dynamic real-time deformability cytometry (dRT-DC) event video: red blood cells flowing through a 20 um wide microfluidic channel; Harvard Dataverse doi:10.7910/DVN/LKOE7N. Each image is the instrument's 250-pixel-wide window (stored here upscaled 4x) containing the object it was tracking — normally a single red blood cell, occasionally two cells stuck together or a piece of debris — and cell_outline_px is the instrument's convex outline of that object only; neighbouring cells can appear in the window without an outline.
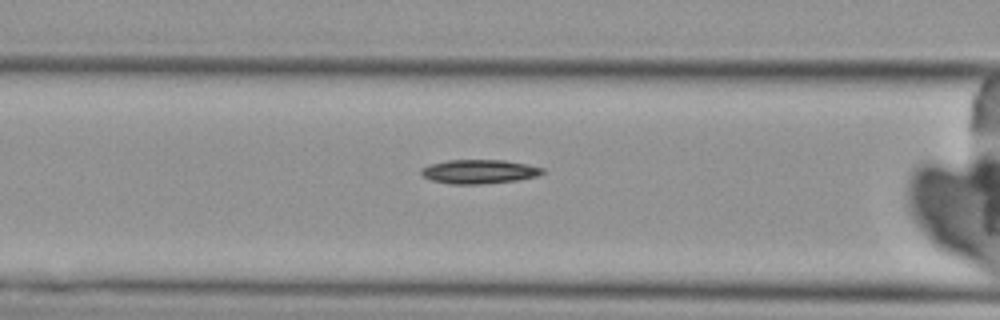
{"species": "Egyptian fruit bat (a non-hibernating species)", "species_latin": "Rousettus aegyptiacus", "temperature_condition": "cold", "stored_images_in_passage": 9, "segment_of_instrument_passage": [2, 2], "camera_frame_rate_fps": 3000, "um_per_image_px": 0.085, "animal": {"sex": "female"}, "frame": {"image": 1, "passage_image": 9, "time_ms": 10.667, "image_size_px": [1000, 320], "cell_outline_px": [[544, 172], [536, 176], [520, 180], [480, 184], [452, 184], [432, 180], [424, 176], [420, 172], [420, 168], [428, 164], [448, 160], [504, 160], [528, 164], [544, 168]], "centroid_in_image_um": [40.73, 14.58], "position_along_channel_um": 125.9, "area_um2": 17.05}}